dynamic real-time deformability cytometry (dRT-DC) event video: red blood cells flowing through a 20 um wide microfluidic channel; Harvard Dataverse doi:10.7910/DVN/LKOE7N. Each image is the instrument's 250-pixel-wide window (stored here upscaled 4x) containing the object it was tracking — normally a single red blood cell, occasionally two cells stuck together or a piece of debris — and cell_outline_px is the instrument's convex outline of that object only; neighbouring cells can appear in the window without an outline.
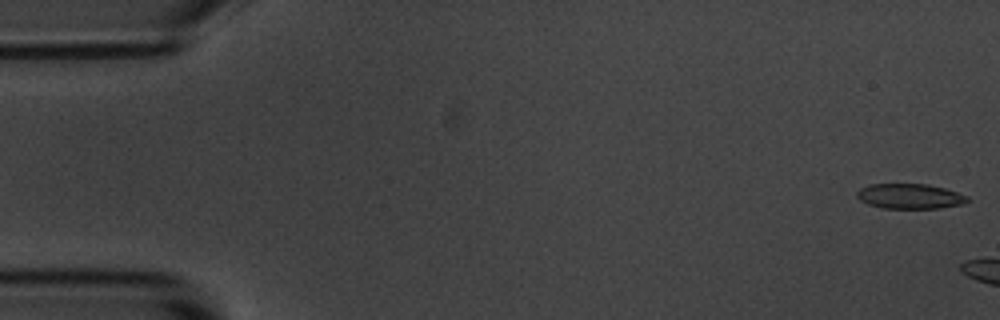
{"species": "common noctule bat (a hibernating species)", "species_latin": "Nyctalus noctula", "temperature_condition": "room temperature", "stored_images_in_passage": 3, "camera_frame_rate_fps": 3000, "um_per_image_px": 0.085, "animal": {"sex": "male", "body_mass_g": 20.1, "forearm_length_mm": 53.5}, "frame": {"image": 1, "passage_image": 1, "time_ms": 0.0, "image_size_px": [1000, 320], "cell_outline_px": [[972, 200], [964, 204], [940, 208], [884, 208], [868, 204], [860, 200], [856, 196], [856, 192], [860, 188], [868, 184], [928, 184], [944, 188], [968, 196]], "centroid_in_image_um": [77.35, 16.68], "position_along_channel_um": 7.6, "area_um2": 16.24}}